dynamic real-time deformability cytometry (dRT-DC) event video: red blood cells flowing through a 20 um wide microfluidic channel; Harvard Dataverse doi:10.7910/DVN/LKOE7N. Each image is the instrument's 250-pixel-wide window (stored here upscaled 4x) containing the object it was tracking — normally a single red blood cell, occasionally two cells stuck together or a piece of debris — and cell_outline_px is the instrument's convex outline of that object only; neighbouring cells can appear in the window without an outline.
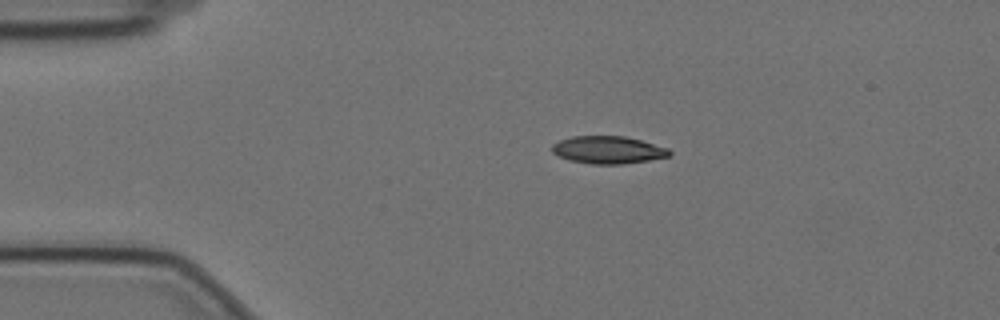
{"species": "Egyptian fruit bat (a non-hibernating species)", "species_latin": "Rousettus aegyptiacus", "temperature_condition": "cold", "stored_images_in_passage": 47, "camera_frame_rate_fps": 3000, "um_per_image_px": 0.085, "animal": {"sex": "female"}, "frame": {"image": 1, "passage_image": 1, "time_ms": 0.0, "image_size_px": [1000, 320], "cell_outline_px": [[672, 152], [668, 156], [648, 160], [624, 164], [592, 164], [568, 160], [552, 152], [552, 144], [560, 140], [572, 136], [624, 136], [640, 140], [668, 148]], "centroid_in_image_um": [51.67, 12.74], "position_along_channel_um": 33.3, "area_um2": 18.73}}
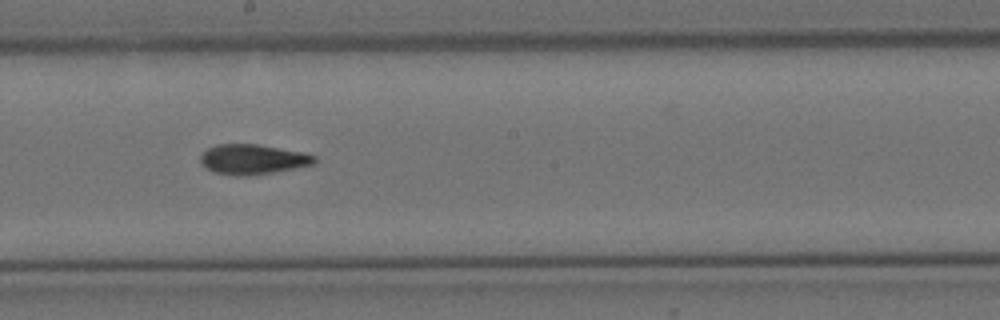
{"frame": {"image": 2, "passage_image": 21, "time_ms": 6.667, "image_size_px": [1000, 320], "cell_outline_px": [[316, 164], [296, 168], [272, 172], [244, 176], [236, 176], [216, 172], [200, 164], [200, 156], [208, 148], [216, 144], [256, 144], [304, 152], [316, 156]], "centroid_in_image_um": [21.51, 13.54], "position_along_channel_um": 226.7, "area_um2": 19.88}}
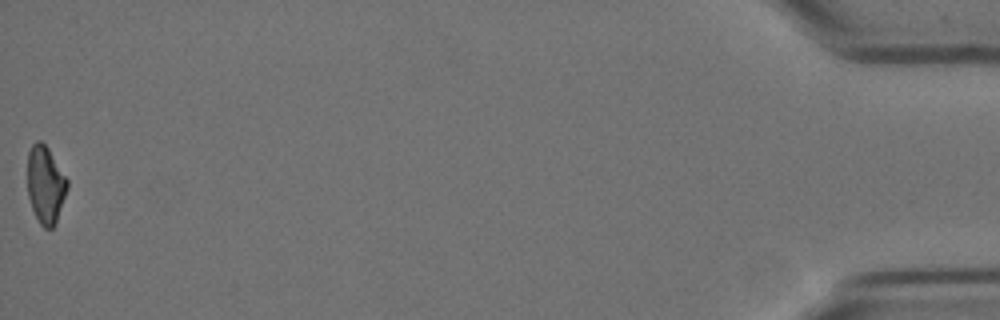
{"frame": {"image": 3, "passage_image": 47, "time_ms": 15.333, "image_size_px": [1000, 320], "cell_outline_px": [[68, 188], [56, 220], [52, 228], [44, 228], [40, 224], [32, 208], [28, 196], [28, 152], [32, 144], [36, 140], [40, 140], [48, 148], [68, 180]], "centroid_in_image_um": [3.86, 15.67], "position_along_channel_um": 431.3, "area_um2": 17.74}, "authors_computed_cell_mechanics": {"area_um2": 19.5364, "velocity_mm_per_s": 3.51, "shape_relaxation_time_tau1_ms": 7.6025, "shape_relaxation_time_tau2_ms": 4.6026, "deformation_change_tau1": 0.1996, "deformation_change_tau2": 0.1153}}